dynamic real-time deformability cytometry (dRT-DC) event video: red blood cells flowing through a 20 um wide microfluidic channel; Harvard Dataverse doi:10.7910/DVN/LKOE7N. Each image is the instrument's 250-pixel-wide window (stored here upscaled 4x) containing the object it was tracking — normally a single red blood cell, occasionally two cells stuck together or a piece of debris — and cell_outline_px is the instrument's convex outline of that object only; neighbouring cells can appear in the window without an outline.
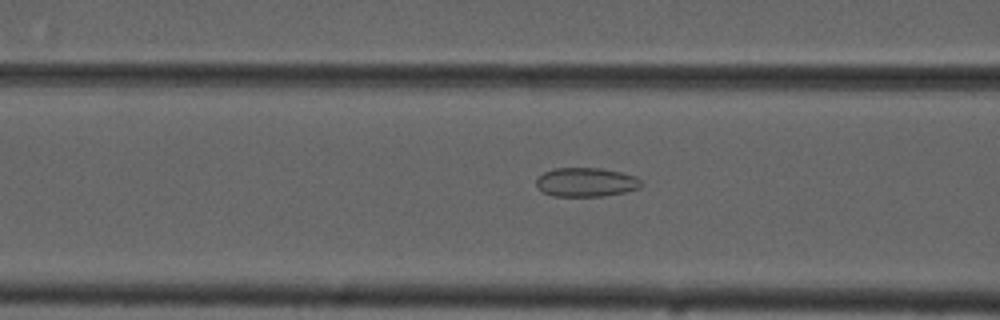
{"species": "common noctule bat (a hibernating species)", "species_latin": "Nyctalus noctula", "temperature_condition": "cold", "stored_images_in_passage": 55, "camera_frame_rate_fps": 3000, "um_per_image_px": 0.085, "animal": {"sex": "male", "forearm_length_mm": 52.5}, "frame": {"image": 1, "passage_image": 22, "time_ms": 7.0, "image_size_px": [1000, 320], "cell_outline_px": [[644, 184], [640, 188], [624, 192], [600, 196], [552, 196], [544, 192], [536, 184], [536, 180], [544, 172], [556, 168], [600, 168], [620, 172], [636, 176]], "centroid_in_image_um": [49.84, 15.48], "position_along_channel_um": 116.8, "area_um2": 17.63}}
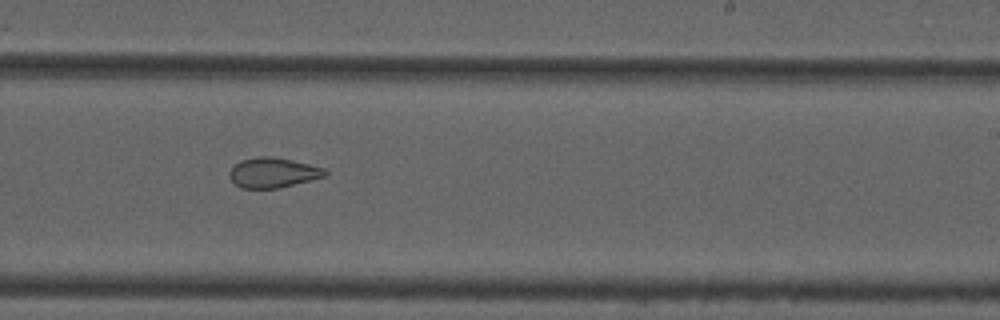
{"frame": {"image": 2, "passage_image": 34, "time_ms": 11.0, "image_size_px": [1000, 320], "cell_outline_px": [[328, 176], [276, 188], [240, 188], [228, 176], [228, 172], [240, 160], [256, 156], [272, 156], [292, 160], [324, 168], [328, 172]], "centroid_in_image_um": [23.2, 14.66], "position_along_channel_um": 265.8, "area_um2": 16.7}}
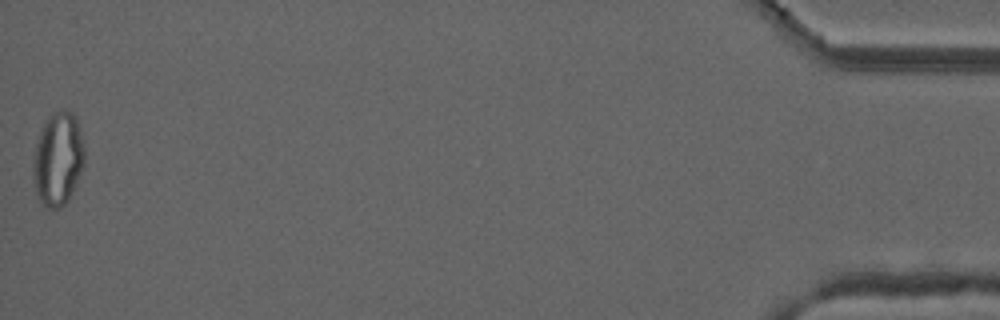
{"frame": {"image": 3, "passage_image": 55, "time_ms": 18.0, "image_size_px": [1000, 320], "cell_outline_px": [[84, 164], [76, 184], [68, 200], [60, 208], [48, 208], [36, 196], [32, 176], [32, 152], [44, 120], [52, 112], [64, 108], [72, 112], [76, 116], [84, 140]], "centroid_in_image_um": [4.91, 13.46], "position_along_channel_um": 430.3, "area_um2": 28.78}, "authors_computed_cell_mechanics": {"area_um2": 22.831, "velocity_mm_per_s": 3.7339, "shape_relaxation_time_tau1_ms": null, "shape_relaxation_time_tau2_ms": 1.8749, "deformation_change_tau1": null, "deformation_change_tau2": 0.0796}}